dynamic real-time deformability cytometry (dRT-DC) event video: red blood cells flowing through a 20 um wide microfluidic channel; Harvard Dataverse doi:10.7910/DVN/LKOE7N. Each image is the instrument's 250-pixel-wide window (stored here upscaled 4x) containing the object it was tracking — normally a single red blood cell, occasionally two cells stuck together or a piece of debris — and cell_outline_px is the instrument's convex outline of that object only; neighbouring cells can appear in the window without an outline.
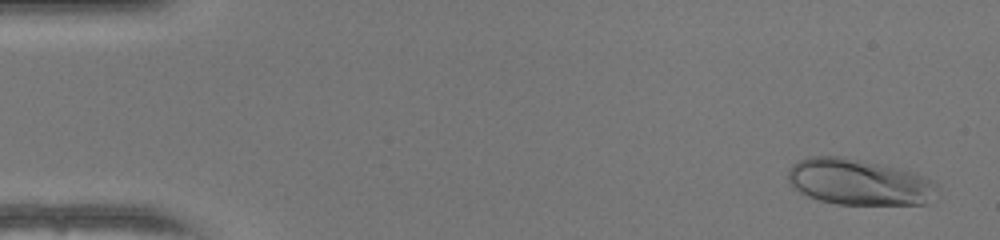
{"species": "human", "species_latin": "Homo sapiens", "temperature_condition": "warm", "stored_images_in_passage": 49, "camera_frame_rate_fps": 3000, "um_per_image_px": 0.085, "donor": {"sex": "female"}, "frame": {"image": 1, "passage_image": 3, "time_ms": 0.667, "image_size_px": [1000, 240], "cell_outline_px": [[940, 188], [924, 204], [836, 204], [820, 200], [808, 196], [792, 188], [788, 180], [788, 168], [796, 160], [808, 156], [844, 156], [900, 168], [924, 176], [932, 180]], "centroid_in_image_um": [72.96, 15.45], "position_along_channel_um": 12.0, "area_um2": 40.34}}
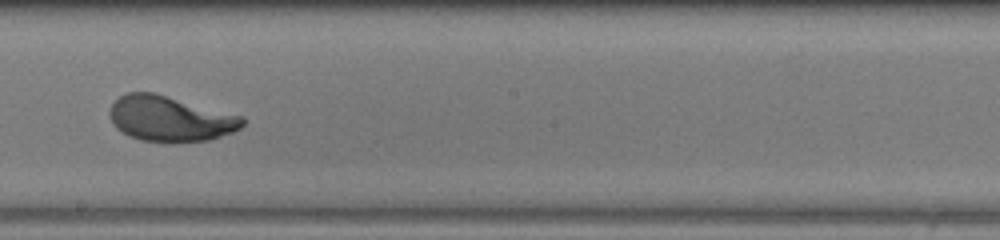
{"frame": {"image": 2, "passage_image": 29, "time_ms": 9.333, "image_size_px": [1000, 240], "cell_outline_px": [[244, 124], [240, 128], [232, 132], [208, 140], [140, 140], [128, 136], [116, 128], [112, 124], [108, 112], [112, 104], [120, 96], [128, 92], [156, 92], [244, 116]], "centroid_in_image_um": [14.44, 10.05], "position_along_channel_um": 233.8, "area_um2": 34.91}}
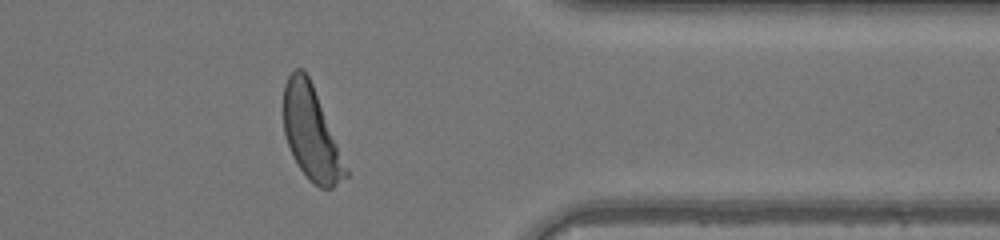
{"frame": {"image": 3, "passage_image": 41, "time_ms": 13.333, "image_size_px": [1000, 240], "cell_outline_px": [[348, 176], [332, 188], [320, 188], [308, 180], [292, 156], [284, 132], [284, 84], [288, 76], [296, 68], [304, 68], [312, 84], [348, 172]], "centroid_in_image_um": [26.42, 11.33], "position_along_channel_um": 385.0, "area_um2": 32.95}, "authors_computed_cell_mechanics": {"area_um2": 35.3158, "velocity_mm_per_s": 4.1358, "shape_relaxation_time_tau1_ms": 2.7624, "shape_relaxation_time_tau2_ms": null, "deformation_change_tau1": 0.1882, "deformation_change_tau2": null}}